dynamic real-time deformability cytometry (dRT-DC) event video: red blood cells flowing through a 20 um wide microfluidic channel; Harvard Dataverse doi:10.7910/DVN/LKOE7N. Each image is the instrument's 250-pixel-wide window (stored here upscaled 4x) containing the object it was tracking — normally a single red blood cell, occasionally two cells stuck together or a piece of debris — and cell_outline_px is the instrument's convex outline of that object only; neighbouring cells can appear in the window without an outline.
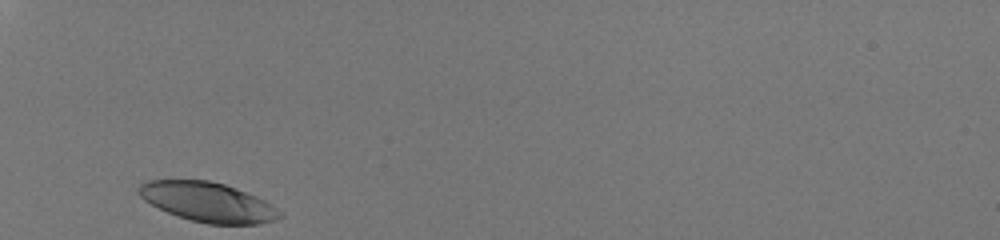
{"species": "human", "species_latin": "Homo sapiens", "temperature_condition": "room temperature", "stored_images_in_passage": 27, "camera_frame_rate_fps": 3000, "um_per_image_px": 0.085, "donor": {"sex": "male"}, "frame": {"image": 1, "passage_image": 1, "time_ms": 0.0, "image_size_px": [1000, 240], "cell_outline_px": [[284, 216], [276, 220], [260, 224], [208, 224], [192, 220], [168, 212], [144, 200], [140, 196], [136, 188], [140, 184], [148, 180], [208, 180], [224, 184], [236, 188], [256, 196], [272, 204], [284, 212]], "centroid_in_image_um": [17.72, 17.17], "position_along_channel_um": 67.3, "area_um2": 32.54}}
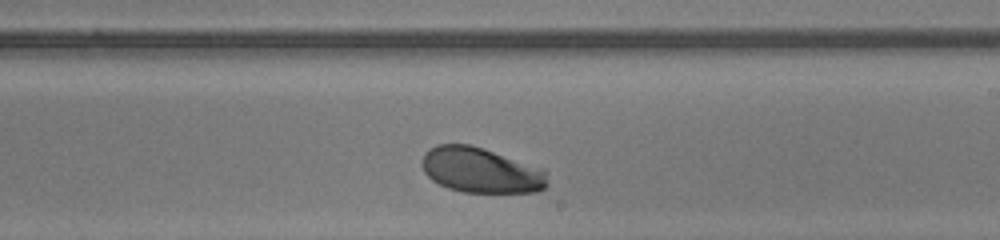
{"frame": {"image": 2, "passage_image": 16, "time_ms": 5.0, "image_size_px": [1000, 240], "cell_outline_px": [[548, 184], [544, 188], [536, 192], [464, 192], [448, 188], [432, 180], [424, 172], [420, 164], [420, 160], [424, 152], [428, 148], [436, 144], [468, 144], [484, 148], [544, 168], [548, 172]], "centroid_in_image_um": [40.87, 14.46], "position_along_channel_um": 248.1, "area_um2": 33.64}}
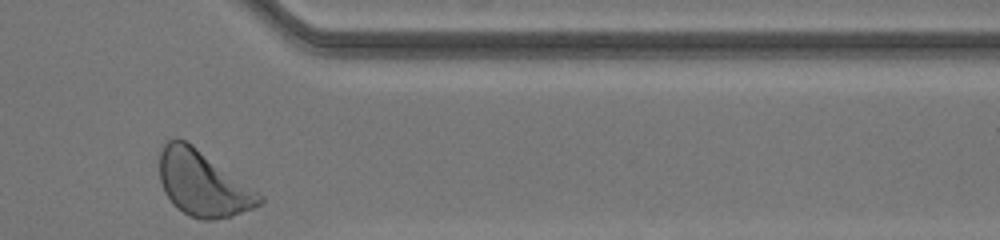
{"frame": {"image": 3, "passage_image": 27, "time_ms": 8.667, "image_size_px": [1000, 240], "cell_outline_px": [[264, 204], [216, 220], [200, 220], [188, 216], [176, 208], [172, 204], [164, 192], [160, 180], [160, 152], [164, 144], [168, 140], [184, 140], [192, 144], [260, 192], [264, 196]], "centroid_in_image_um": [17.26, 15.63], "position_along_channel_um": 394.1, "area_um2": 38.09}, "authors_computed_cell_mechanics": {"area_um2": 33.813, "velocity_mm_per_s": 4.0268, "shape_relaxation_time_tau1_ms": 0.9717, "shape_relaxation_time_tau2_ms": null, "deformation_change_tau1": 0.0933, "deformation_change_tau2": null}}